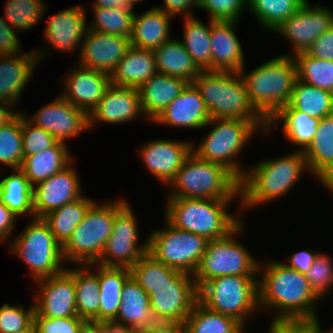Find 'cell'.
Returning a JSON list of instances; mask_svg holds the SVG:
<instances>
[{"label": "cell", "mask_w": 333, "mask_h": 333, "mask_svg": "<svg viewBox=\"0 0 333 333\" xmlns=\"http://www.w3.org/2000/svg\"><path fill=\"white\" fill-rule=\"evenodd\" d=\"M141 333H188L185 323L156 322L148 328L140 330Z\"/></svg>", "instance_id": "cell-60"}, {"label": "cell", "mask_w": 333, "mask_h": 333, "mask_svg": "<svg viewBox=\"0 0 333 333\" xmlns=\"http://www.w3.org/2000/svg\"><path fill=\"white\" fill-rule=\"evenodd\" d=\"M149 300L157 322L185 323L198 301V288L193 275L179 271L170 283L155 288Z\"/></svg>", "instance_id": "cell-14"}, {"label": "cell", "mask_w": 333, "mask_h": 333, "mask_svg": "<svg viewBox=\"0 0 333 333\" xmlns=\"http://www.w3.org/2000/svg\"><path fill=\"white\" fill-rule=\"evenodd\" d=\"M239 21H211V71L235 72L245 66L243 46L236 35Z\"/></svg>", "instance_id": "cell-26"}, {"label": "cell", "mask_w": 333, "mask_h": 333, "mask_svg": "<svg viewBox=\"0 0 333 333\" xmlns=\"http://www.w3.org/2000/svg\"><path fill=\"white\" fill-rule=\"evenodd\" d=\"M16 220L14 213L0 201V242L11 241Z\"/></svg>", "instance_id": "cell-59"}, {"label": "cell", "mask_w": 333, "mask_h": 333, "mask_svg": "<svg viewBox=\"0 0 333 333\" xmlns=\"http://www.w3.org/2000/svg\"><path fill=\"white\" fill-rule=\"evenodd\" d=\"M178 272L176 269L158 261L149 252L145 253L130 268L131 276L149 296L154 292L155 288L170 283V280Z\"/></svg>", "instance_id": "cell-43"}, {"label": "cell", "mask_w": 333, "mask_h": 333, "mask_svg": "<svg viewBox=\"0 0 333 333\" xmlns=\"http://www.w3.org/2000/svg\"><path fill=\"white\" fill-rule=\"evenodd\" d=\"M188 333H243L244 326L235 318L208 309L197 301L185 320Z\"/></svg>", "instance_id": "cell-41"}, {"label": "cell", "mask_w": 333, "mask_h": 333, "mask_svg": "<svg viewBox=\"0 0 333 333\" xmlns=\"http://www.w3.org/2000/svg\"><path fill=\"white\" fill-rule=\"evenodd\" d=\"M139 116L145 119L138 88L111 84L103 98L88 115L89 130L97 126L96 123L122 124L131 122Z\"/></svg>", "instance_id": "cell-23"}, {"label": "cell", "mask_w": 333, "mask_h": 333, "mask_svg": "<svg viewBox=\"0 0 333 333\" xmlns=\"http://www.w3.org/2000/svg\"><path fill=\"white\" fill-rule=\"evenodd\" d=\"M281 122L283 134L287 140L297 145L299 151H304L316 135L320 119L312 118L306 113L293 108H281L268 121L267 135Z\"/></svg>", "instance_id": "cell-34"}, {"label": "cell", "mask_w": 333, "mask_h": 333, "mask_svg": "<svg viewBox=\"0 0 333 333\" xmlns=\"http://www.w3.org/2000/svg\"><path fill=\"white\" fill-rule=\"evenodd\" d=\"M16 333H37L34 323H32L27 329L16 332Z\"/></svg>", "instance_id": "cell-64"}, {"label": "cell", "mask_w": 333, "mask_h": 333, "mask_svg": "<svg viewBox=\"0 0 333 333\" xmlns=\"http://www.w3.org/2000/svg\"><path fill=\"white\" fill-rule=\"evenodd\" d=\"M306 53L313 58L333 61V26L321 34Z\"/></svg>", "instance_id": "cell-55"}, {"label": "cell", "mask_w": 333, "mask_h": 333, "mask_svg": "<svg viewBox=\"0 0 333 333\" xmlns=\"http://www.w3.org/2000/svg\"><path fill=\"white\" fill-rule=\"evenodd\" d=\"M71 70L61 80L65 87L61 96L89 115L111 86V76L79 64Z\"/></svg>", "instance_id": "cell-21"}, {"label": "cell", "mask_w": 333, "mask_h": 333, "mask_svg": "<svg viewBox=\"0 0 333 333\" xmlns=\"http://www.w3.org/2000/svg\"><path fill=\"white\" fill-rule=\"evenodd\" d=\"M85 333H94L90 328Z\"/></svg>", "instance_id": "cell-67"}, {"label": "cell", "mask_w": 333, "mask_h": 333, "mask_svg": "<svg viewBox=\"0 0 333 333\" xmlns=\"http://www.w3.org/2000/svg\"><path fill=\"white\" fill-rule=\"evenodd\" d=\"M153 52L157 73L178 77L192 83L202 71L178 38L172 37Z\"/></svg>", "instance_id": "cell-33"}, {"label": "cell", "mask_w": 333, "mask_h": 333, "mask_svg": "<svg viewBox=\"0 0 333 333\" xmlns=\"http://www.w3.org/2000/svg\"><path fill=\"white\" fill-rule=\"evenodd\" d=\"M248 0H199L197 9L208 12L211 21H239Z\"/></svg>", "instance_id": "cell-50"}, {"label": "cell", "mask_w": 333, "mask_h": 333, "mask_svg": "<svg viewBox=\"0 0 333 333\" xmlns=\"http://www.w3.org/2000/svg\"><path fill=\"white\" fill-rule=\"evenodd\" d=\"M128 1V3L130 4V6L132 7V8H135V7H137V3H142V1L143 0H127ZM135 6V7H134Z\"/></svg>", "instance_id": "cell-65"}, {"label": "cell", "mask_w": 333, "mask_h": 333, "mask_svg": "<svg viewBox=\"0 0 333 333\" xmlns=\"http://www.w3.org/2000/svg\"><path fill=\"white\" fill-rule=\"evenodd\" d=\"M23 114L34 125L41 127L63 143L89 129L88 114L70 104L61 95L43 105L31 118L24 112Z\"/></svg>", "instance_id": "cell-17"}, {"label": "cell", "mask_w": 333, "mask_h": 333, "mask_svg": "<svg viewBox=\"0 0 333 333\" xmlns=\"http://www.w3.org/2000/svg\"><path fill=\"white\" fill-rule=\"evenodd\" d=\"M3 18L13 30H28L40 24L46 5L42 0H7ZM45 11V12H44Z\"/></svg>", "instance_id": "cell-47"}, {"label": "cell", "mask_w": 333, "mask_h": 333, "mask_svg": "<svg viewBox=\"0 0 333 333\" xmlns=\"http://www.w3.org/2000/svg\"><path fill=\"white\" fill-rule=\"evenodd\" d=\"M17 305L4 303L0 307V333H16L33 323L34 305L27 310L25 306Z\"/></svg>", "instance_id": "cell-51"}, {"label": "cell", "mask_w": 333, "mask_h": 333, "mask_svg": "<svg viewBox=\"0 0 333 333\" xmlns=\"http://www.w3.org/2000/svg\"><path fill=\"white\" fill-rule=\"evenodd\" d=\"M186 140L157 139L144 143L138 150L145 167L163 184H169L192 152Z\"/></svg>", "instance_id": "cell-20"}, {"label": "cell", "mask_w": 333, "mask_h": 333, "mask_svg": "<svg viewBox=\"0 0 333 333\" xmlns=\"http://www.w3.org/2000/svg\"><path fill=\"white\" fill-rule=\"evenodd\" d=\"M233 201L167 198L165 219L177 229L202 235L208 240L221 239L242 222L241 215H232L227 210Z\"/></svg>", "instance_id": "cell-5"}, {"label": "cell", "mask_w": 333, "mask_h": 333, "mask_svg": "<svg viewBox=\"0 0 333 333\" xmlns=\"http://www.w3.org/2000/svg\"><path fill=\"white\" fill-rule=\"evenodd\" d=\"M92 22L89 23L88 29L102 33L120 35L130 38L133 33V9L122 10L117 8H104L92 6Z\"/></svg>", "instance_id": "cell-45"}, {"label": "cell", "mask_w": 333, "mask_h": 333, "mask_svg": "<svg viewBox=\"0 0 333 333\" xmlns=\"http://www.w3.org/2000/svg\"><path fill=\"white\" fill-rule=\"evenodd\" d=\"M319 319H272L267 333H323Z\"/></svg>", "instance_id": "cell-53"}, {"label": "cell", "mask_w": 333, "mask_h": 333, "mask_svg": "<svg viewBox=\"0 0 333 333\" xmlns=\"http://www.w3.org/2000/svg\"><path fill=\"white\" fill-rule=\"evenodd\" d=\"M307 169L303 151L299 150L276 159L260 161L255 166L246 168L239 181L240 206L237 213L289 194L302 174L309 172Z\"/></svg>", "instance_id": "cell-2"}, {"label": "cell", "mask_w": 333, "mask_h": 333, "mask_svg": "<svg viewBox=\"0 0 333 333\" xmlns=\"http://www.w3.org/2000/svg\"><path fill=\"white\" fill-rule=\"evenodd\" d=\"M192 83L199 90L210 119L253 121L267 134L268 122L251 104L239 73L201 71Z\"/></svg>", "instance_id": "cell-3"}, {"label": "cell", "mask_w": 333, "mask_h": 333, "mask_svg": "<svg viewBox=\"0 0 333 333\" xmlns=\"http://www.w3.org/2000/svg\"><path fill=\"white\" fill-rule=\"evenodd\" d=\"M95 201L83 196L78 200L55 209L42 218L48 224L55 240L63 246L72 232L82 222L86 212Z\"/></svg>", "instance_id": "cell-39"}, {"label": "cell", "mask_w": 333, "mask_h": 333, "mask_svg": "<svg viewBox=\"0 0 333 333\" xmlns=\"http://www.w3.org/2000/svg\"><path fill=\"white\" fill-rule=\"evenodd\" d=\"M22 111L0 126V165L20 168L23 161Z\"/></svg>", "instance_id": "cell-44"}, {"label": "cell", "mask_w": 333, "mask_h": 333, "mask_svg": "<svg viewBox=\"0 0 333 333\" xmlns=\"http://www.w3.org/2000/svg\"><path fill=\"white\" fill-rule=\"evenodd\" d=\"M67 146V143L58 141L53 147L23 159L20 169L33 187L63 170L74 160Z\"/></svg>", "instance_id": "cell-32"}, {"label": "cell", "mask_w": 333, "mask_h": 333, "mask_svg": "<svg viewBox=\"0 0 333 333\" xmlns=\"http://www.w3.org/2000/svg\"><path fill=\"white\" fill-rule=\"evenodd\" d=\"M121 303L116 320L130 325L135 331L148 328L155 324L149 295L130 276L121 291Z\"/></svg>", "instance_id": "cell-31"}, {"label": "cell", "mask_w": 333, "mask_h": 333, "mask_svg": "<svg viewBox=\"0 0 333 333\" xmlns=\"http://www.w3.org/2000/svg\"><path fill=\"white\" fill-rule=\"evenodd\" d=\"M317 251L302 250L295 253H292L288 258L289 263L286 265L289 268L297 270L302 274H306L309 269L312 267V264L315 262L318 254Z\"/></svg>", "instance_id": "cell-57"}, {"label": "cell", "mask_w": 333, "mask_h": 333, "mask_svg": "<svg viewBox=\"0 0 333 333\" xmlns=\"http://www.w3.org/2000/svg\"><path fill=\"white\" fill-rule=\"evenodd\" d=\"M21 42L15 30L0 16V56L22 53Z\"/></svg>", "instance_id": "cell-54"}, {"label": "cell", "mask_w": 333, "mask_h": 333, "mask_svg": "<svg viewBox=\"0 0 333 333\" xmlns=\"http://www.w3.org/2000/svg\"><path fill=\"white\" fill-rule=\"evenodd\" d=\"M85 9L84 5H77L52 15L43 31L46 43L50 42L53 49L67 54L74 53L79 45L81 49L88 30Z\"/></svg>", "instance_id": "cell-24"}, {"label": "cell", "mask_w": 333, "mask_h": 333, "mask_svg": "<svg viewBox=\"0 0 333 333\" xmlns=\"http://www.w3.org/2000/svg\"><path fill=\"white\" fill-rule=\"evenodd\" d=\"M163 6H155L168 15L176 18L181 15L184 18L194 17V8H197L199 0H163Z\"/></svg>", "instance_id": "cell-56"}, {"label": "cell", "mask_w": 333, "mask_h": 333, "mask_svg": "<svg viewBox=\"0 0 333 333\" xmlns=\"http://www.w3.org/2000/svg\"><path fill=\"white\" fill-rule=\"evenodd\" d=\"M168 186L172 189L166 198H239V181L223 166L200 159L193 152Z\"/></svg>", "instance_id": "cell-6"}, {"label": "cell", "mask_w": 333, "mask_h": 333, "mask_svg": "<svg viewBox=\"0 0 333 333\" xmlns=\"http://www.w3.org/2000/svg\"><path fill=\"white\" fill-rule=\"evenodd\" d=\"M188 84L184 79L156 73L139 88L140 105L146 120L152 122Z\"/></svg>", "instance_id": "cell-27"}, {"label": "cell", "mask_w": 333, "mask_h": 333, "mask_svg": "<svg viewBox=\"0 0 333 333\" xmlns=\"http://www.w3.org/2000/svg\"><path fill=\"white\" fill-rule=\"evenodd\" d=\"M114 218L115 200H108L102 205L95 201L62 246L64 262H71L74 265L97 263L112 233Z\"/></svg>", "instance_id": "cell-10"}, {"label": "cell", "mask_w": 333, "mask_h": 333, "mask_svg": "<svg viewBox=\"0 0 333 333\" xmlns=\"http://www.w3.org/2000/svg\"><path fill=\"white\" fill-rule=\"evenodd\" d=\"M282 108H293L322 119L333 113V93L297 79L289 102Z\"/></svg>", "instance_id": "cell-38"}, {"label": "cell", "mask_w": 333, "mask_h": 333, "mask_svg": "<svg viewBox=\"0 0 333 333\" xmlns=\"http://www.w3.org/2000/svg\"><path fill=\"white\" fill-rule=\"evenodd\" d=\"M241 222L226 237L209 240L206 251L193 275L197 288L204 282L223 276H258L259 261L236 239L242 234ZM258 261V262H257Z\"/></svg>", "instance_id": "cell-11"}, {"label": "cell", "mask_w": 333, "mask_h": 333, "mask_svg": "<svg viewBox=\"0 0 333 333\" xmlns=\"http://www.w3.org/2000/svg\"><path fill=\"white\" fill-rule=\"evenodd\" d=\"M211 126L197 147L192 144V152L200 159L223 166L240 181L246 169L237 158L251 137L262 130L253 121L242 119H210L204 127Z\"/></svg>", "instance_id": "cell-7"}, {"label": "cell", "mask_w": 333, "mask_h": 333, "mask_svg": "<svg viewBox=\"0 0 333 333\" xmlns=\"http://www.w3.org/2000/svg\"><path fill=\"white\" fill-rule=\"evenodd\" d=\"M130 46V38L88 29L78 50L77 64L111 75Z\"/></svg>", "instance_id": "cell-19"}, {"label": "cell", "mask_w": 333, "mask_h": 333, "mask_svg": "<svg viewBox=\"0 0 333 333\" xmlns=\"http://www.w3.org/2000/svg\"><path fill=\"white\" fill-rule=\"evenodd\" d=\"M37 333H85L89 323L80 317L47 318L33 315Z\"/></svg>", "instance_id": "cell-52"}, {"label": "cell", "mask_w": 333, "mask_h": 333, "mask_svg": "<svg viewBox=\"0 0 333 333\" xmlns=\"http://www.w3.org/2000/svg\"><path fill=\"white\" fill-rule=\"evenodd\" d=\"M311 175L322 183L333 177V113L320 119L316 135L303 151Z\"/></svg>", "instance_id": "cell-28"}, {"label": "cell", "mask_w": 333, "mask_h": 333, "mask_svg": "<svg viewBox=\"0 0 333 333\" xmlns=\"http://www.w3.org/2000/svg\"><path fill=\"white\" fill-rule=\"evenodd\" d=\"M23 158L53 147L58 140L41 127L30 122L22 112Z\"/></svg>", "instance_id": "cell-49"}, {"label": "cell", "mask_w": 333, "mask_h": 333, "mask_svg": "<svg viewBox=\"0 0 333 333\" xmlns=\"http://www.w3.org/2000/svg\"><path fill=\"white\" fill-rule=\"evenodd\" d=\"M77 267H74L76 312L88 323L99 321L100 285L97 263Z\"/></svg>", "instance_id": "cell-35"}, {"label": "cell", "mask_w": 333, "mask_h": 333, "mask_svg": "<svg viewBox=\"0 0 333 333\" xmlns=\"http://www.w3.org/2000/svg\"><path fill=\"white\" fill-rule=\"evenodd\" d=\"M93 6L104 8H117L122 10L134 9L130 6L127 0H95Z\"/></svg>", "instance_id": "cell-61"}, {"label": "cell", "mask_w": 333, "mask_h": 333, "mask_svg": "<svg viewBox=\"0 0 333 333\" xmlns=\"http://www.w3.org/2000/svg\"><path fill=\"white\" fill-rule=\"evenodd\" d=\"M323 333H333V326L329 329H327V330H324L323 329Z\"/></svg>", "instance_id": "cell-66"}, {"label": "cell", "mask_w": 333, "mask_h": 333, "mask_svg": "<svg viewBox=\"0 0 333 333\" xmlns=\"http://www.w3.org/2000/svg\"><path fill=\"white\" fill-rule=\"evenodd\" d=\"M94 333H134L135 330L128 324L116 319H106L89 323Z\"/></svg>", "instance_id": "cell-58"}, {"label": "cell", "mask_w": 333, "mask_h": 333, "mask_svg": "<svg viewBox=\"0 0 333 333\" xmlns=\"http://www.w3.org/2000/svg\"><path fill=\"white\" fill-rule=\"evenodd\" d=\"M41 48L16 55L0 56V102L16 108L21 93L33 76V71L45 55H48L47 50Z\"/></svg>", "instance_id": "cell-22"}, {"label": "cell", "mask_w": 333, "mask_h": 333, "mask_svg": "<svg viewBox=\"0 0 333 333\" xmlns=\"http://www.w3.org/2000/svg\"><path fill=\"white\" fill-rule=\"evenodd\" d=\"M210 115L199 90L188 83L181 93L152 121L175 128L205 129Z\"/></svg>", "instance_id": "cell-25"}, {"label": "cell", "mask_w": 333, "mask_h": 333, "mask_svg": "<svg viewBox=\"0 0 333 333\" xmlns=\"http://www.w3.org/2000/svg\"><path fill=\"white\" fill-rule=\"evenodd\" d=\"M137 218L126 199L115 200L112 233L97 264L105 267L131 268L148 252V237L139 245Z\"/></svg>", "instance_id": "cell-13"}, {"label": "cell", "mask_w": 333, "mask_h": 333, "mask_svg": "<svg viewBox=\"0 0 333 333\" xmlns=\"http://www.w3.org/2000/svg\"><path fill=\"white\" fill-rule=\"evenodd\" d=\"M314 292L322 299L333 288V260L326 254L319 253L312 267L305 274Z\"/></svg>", "instance_id": "cell-48"}, {"label": "cell", "mask_w": 333, "mask_h": 333, "mask_svg": "<svg viewBox=\"0 0 333 333\" xmlns=\"http://www.w3.org/2000/svg\"><path fill=\"white\" fill-rule=\"evenodd\" d=\"M306 0H248V9L267 31H274Z\"/></svg>", "instance_id": "cell-42"}, {"label": "cell", "mask_w": 333, "mask_h": 333, "mask_svg": "<svg viewBox=\"0 0 333 333\" xmlns=\"http://www.w3.org/2000/svg\"><path fill=\"white\" fill-rule=\"evenodd\" d=\"M321 185H323L324 188L326 187L329 190V192L331 194H333V177H329V178L325 179L321 183Z\"/></svg>", "instance_id": "cell-63"}, {"label": "cell", "mask_w": 333, "mask_h": 333, "mask_svg": "<svg viewBox=\"0 0 333 333\" xmlns=\"http://www.w3.org/2000/svg\"><path fill=\"white\" fill-rule=\"evenodd\" d=\"M8 251L23 259L34 282L57 275L67 267L64 266L62 246L43 218H31L23 231L12 238Z\"/></svg>", "instance_id": "cell-9"}, {"label": "cell", "mask_w": 333, "mask_h": 333, "mask_svg": "<svg viewBox=\"0 0 333 333\" xmlns=\"http://www.w3.org/2000/svg\"><path fill=\"white\" fill-rule=\"evenodd\" d=\"M245 66L239 71L249 100L255 110L268 122L287 105L297 80L296 64L292 56H277L249 72Z\"/></svg>", "instance_id": "cell-4"}, {"label": "cell", "mask_w": 333, "mask_h": 333, "mask_svg": "<svg viewBox=\"0 0 333 333\" xmlns=\"http://www.w3.org/2000/svg\"><path fill=\"white\" fill-rule=\"evenodd\" d=\"M258 291L260 309L276 311L275 319H319L314 292L305 274L285 263L266 261L259 264Z\"/></svg>", "instance_id": "cell-1"}, {"label": "cell", "mask_w": 333, "mask_h": 333, "mask_svg": "<svg viewBox=\"0 0 333 333\" xmlns=\"http://www.w3.org/2000/svg\"><path fill=\"white\" fill-rule=\"evenodd\" d=\"M163 220L164 229L156 228L149 233L148 252L168 267L194 275L209 240Z\"/></svg>", "instance_id": "cell-12"}, {"label": "cell", "mask_w": 333, "mask_h": 333, "mask_svg": "<svg viewBox=\"0 0 333 333\" xmlns=\"http://www.w3.org/2000/svg\"><path fill=\"white\" fill-rule=\"evenodd\" d=\"M34 314L47 318L79 317L76 312L74 268L35 281Z\"/></svg>", "instance_id": "cell-16"}, {"label": "cell", "mask_w": 333, "mask_h": 333, "mask_svg": "<svg viewBox=\"0 0 333 333\" xmlns=\"http://www.w3.org/2000/svg\"><path fill=\"white\" fill-rule=\"evenodd\" d=\"M156 73L154 52L130 46L123 59L111 73V84L139 88Z\"/></svg>", "instance_id": "cell-30"}, {"label": "cell", "mask_w": 333, "mask_h": 333, "mask_svg": "<svg viewBox=\"0 0 333 333\" xmlns=\"http://www.w3.org/2000/svg\"><path fill=\"white\" fill-rule=\"evenodd\" d=\"M184 20L183 40L186 51L202 71H211V20L204 24L197 17H187Z\"/></svg>", "instance_id": "cell-40"}, {"label": "cell", "mask_w": 333, "mask_h": 333, "mask_svg": "<svg viewBox=\"0 0 333 333\" xmlns=\"http://www.w3.org/2000/svg\"><path fill=\"white\" fill-rule=\"evenodd\" d=\"M12 171L13 174L0 180V201L16 217L26 215L34 218L33 186L20 168Z\"/></svg>", "instance_id": "cell-37"}, {"label": "cell", "mask_w": 333, "mask_h": 333, "mask_svg": "<svg viewBox=\"0 0 333 333\" xmlns=\"http://www.w3.org/2000/svg\"><path fill=\"white\" fill-rule=\"evenodd\" d=\"M292 57L298 80L333 93V61L313 58L306 52Z\"/></svg>", "instance_id": "cell-46"}, {"label": "cell", "mask_w": 333, "mask_h": 333, "mask_svg": "<svg viewBox=\"0 0 333 333\" xmlns=\"http://www.w3.org/2000/svg\"><path fill=\"white\" fill-rule=\"evenodd\" d=\"M173 18L156 7L146 10L139 16L135 12L133 33L130 37L131 46L154 51L171 39L170 22Z\"/></svg>", "instance_id": "cell-29"}, {"label": "cell", "mask_w": 333, "mask_h": 333, "mask_svg": "<svg viewBox=\"0 0 333 333\" xmlns=\"http://www.w3.org/2000/svg\"><path fill=\"white\" fill-rule=\"evenodd\" d=\"M17 112L18 110L14 109L11 105L0 102V126L9 121Z\"/></svg>", "instance_id": "cell-62"}, {"label": "cell", "mask_w": 333, "mask_h": 333, "mask_svg": "<svg viewBox=\"0 0 333 333\" xmlns=\"http://www.w3.org/2000/svg\"><path fill=\"white\" fill-rule=\"evenodd\" d=\"M257 276H223L198 288V301L208 309L231 316L244 327L259 306ZM254 313V315H253Z\"/></svg>", "instance_id": "cell-8"}, {"label": "cell", "mask_w": 333, "mask_h": 333, "mask_svg": "<svg viewBox=\"0 0 333 333\" xmlns=\"http://www.w3.org/2000/svg\"><path fill=\"white\" fill-rule=\"evenodd\" d=\"M306 0L302 6L286 19L274 32L290 42L294 56L306 52L313 42L333 26V9L322 5H312Z\"/></svg>", "instance_id": "cell-15"}, {"label": "cell", "mask_w": 333, "mask_h": 333, "mask_svg": "<svg viewBox=\"0 0 333 333\" xmlns=\"http://www.w3.org/2000/svg\"><path fill=\"white\" fill-rule=\"evenodd\" d=\"M73 163L74 161L33 187L34 217L42 218L47 213L84 196Z\"/></svg>", "instance_id": "cell-18"}, {"label": "cell", "mask_w": 333, "mask_h": 333, "mask_svg": "<svg viewBox=\"0 0 333 333\" xmlns=\"http://www.w3.org/2000/svg\"><path fill=\"white\" fill-rule=\"evenodd\" d=\"M100 285L99 321L116 319L121 303V291L131 276L130 269L97 264Z\"/></svg>", "instance_id": "cell-36"}]
</instances>
